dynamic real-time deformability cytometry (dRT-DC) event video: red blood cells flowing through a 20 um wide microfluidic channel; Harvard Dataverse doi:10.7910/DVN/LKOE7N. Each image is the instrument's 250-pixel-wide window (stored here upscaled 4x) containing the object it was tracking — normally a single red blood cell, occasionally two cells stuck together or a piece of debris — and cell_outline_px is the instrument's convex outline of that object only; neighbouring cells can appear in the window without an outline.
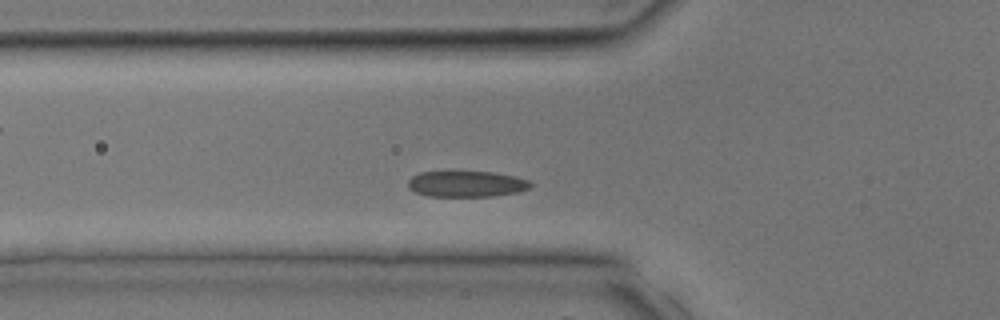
{"species": "common noctule bat (a hibernating species)", "species_latin": "Nyctalus noctula", "temperature_condition": "room temperature", "stored_images_in_passage": 27, "camera_frame_rate_fps": 3000, "um_per_image_px": 0.085, "animal": {"sex": "male", "body_mass_g": 17.9, "forearm_length_mm": 54.2}, "frame": {"image": 1, "passage_image": 5, "time_ms": 1.333, "image_size_px": [1000, 320], "cell_outline_px": [[532, 184], [528, 188], [516, 192], [496, 196], [428, 196], [416, 192], [408, 188], [408, 180], [412, 176], [420, 172], [492, 172], [516, 176], [528, 180]], "centroid_in_image_um": [39.64, 15.63], "position_along_channel_um": 86.2, "area_um2": 18.44}}
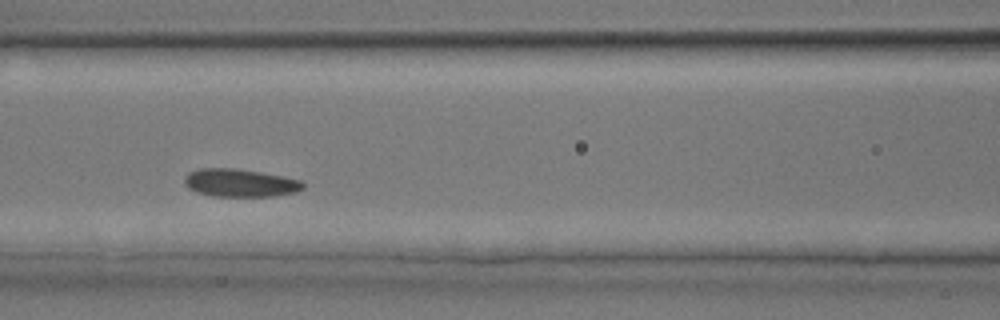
{"frame": {"image": 2, "passage_image": 8, "time_ms": 2.333, "image_size_px": [1000, 320], "cell_outline_px": [[304, 188], [296, 192], [272, 196], [212, 196], [196, 192], [188, 188], [184, 184], [184, 176], [188, 172], [200, 168], [236, 168], [284, 176], [300, 180], [304, 184]], "centroid_in_image_um": [20.37, 15.54], "position_along_channel_um": 146.2, "area_um2": 19.42}}
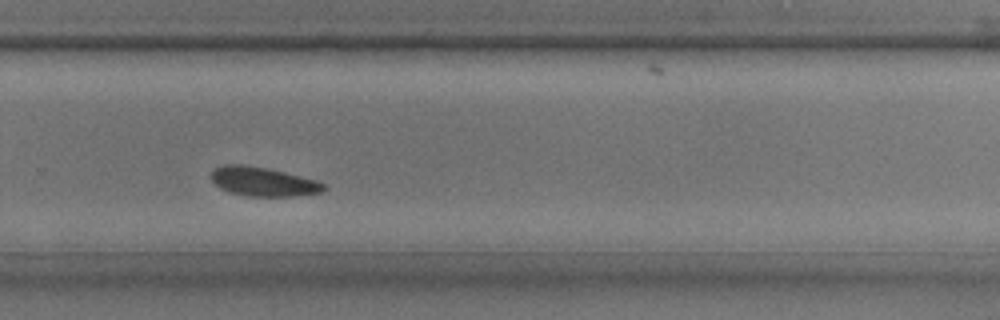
{"frame": {"image": 3, "passage_image": 16, "time_ms": 5.0, "image_size_px": [1000, 320], "cell_outline_px": [[328, 188], [324, 192], [296, 196], [244, 196], [228, 192], [220, 188], [212, 180], [212, 172], [216, 168], [224, 164], [240, 164], [268, 168], [316, 180], [324, 184]], "centroid_in_image_um": [22.39, 15.45], "position_along_channel_um": 307.4, "area_um2": 19.13}}